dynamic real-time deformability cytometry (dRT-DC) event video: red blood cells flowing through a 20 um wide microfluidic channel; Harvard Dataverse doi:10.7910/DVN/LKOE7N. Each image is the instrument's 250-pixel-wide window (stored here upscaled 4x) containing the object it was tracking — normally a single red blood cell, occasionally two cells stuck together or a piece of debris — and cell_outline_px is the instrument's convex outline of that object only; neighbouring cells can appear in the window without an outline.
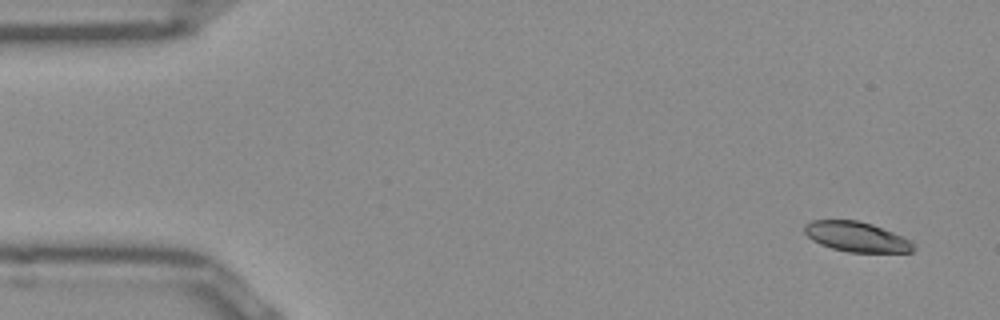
{"species": "Egyptian fruit bat (a non-hibernating species)", "species_latin": "Rousettus aegyptiacus", "temperature_condition": "room temperature", "stored_images_in_passage": 50, "camera_frame_rate_fps": 3000, "um_per_image_px": 0.085, "frame": {"image": 1, "passage_image": 1, "time_ms": 0.0, "image_size_px": [1000, 320], "cell_outline_px": [[916, 248], [912, 252], [848, 252], [832, 248], [820, 244], [812, 240], [804, 232], [804, 224], [812, 220], [856, 220], [872, 224], [892, 232], [916, 244]], "centroid_in_image_um": [72.79, 20.13], "position_along_channel_um": 12.2, "area_um2": 18.96}}
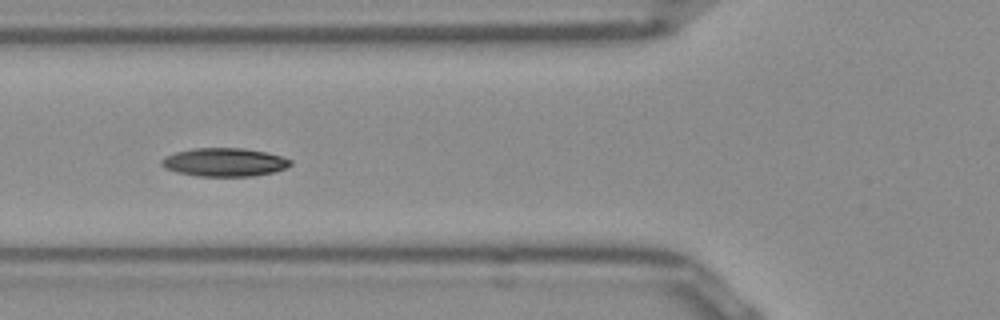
{"frame": {"image": 2, "passage_image": 17, "time_ms": 5.333, "image_size_px": [1000, 320], "cell_outline_px": [[292, 164], [284, 168], [272, 172], [252, 176], [196, 176], [176, 172], [164, 168], [160, 164], [160, 160], [164, 156], [176, 152], [192, 148], [244, 148], [264, 152], [280, 156], [292, 160]], "centroid_in_image_um": [19.01, 13.78], "position_along_channel_um": 106.8, "area_um2": 21.33}}
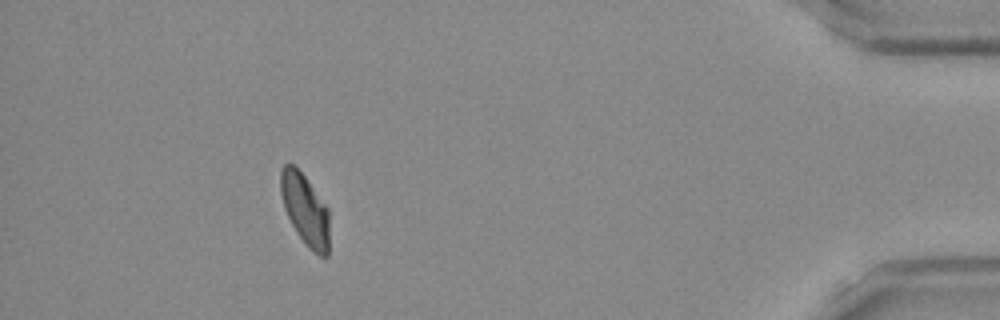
{"frame": {"image": 3, "passage_image": 45, "time_ms": 14.667, "image_size_px": [1000, 320], "cell_outline_px": [[328, 256], [320, 256], [312, 252], [308, 248], [296, 232], [284, 208], [280, 192], [280, 172], [284, 164], [292, 164], [304, 176], [328, 208]], "centroid_in_image_um": [25.92, 17.83], "position_along_channel_um": 409.3, "area_um2": 20.0}, "authors_computed_cell_mechanics": {"area_um2": 20.8658, "velocity_mm_per_s": 3.8879, "shape_relaxation_time_tau1_ms": 5.4824, "shape_relaxation_time_tau2_ms": 6.8874, "deformation_change_tau1": 0.1376, "deformation_change_tau2": 0.1048}}